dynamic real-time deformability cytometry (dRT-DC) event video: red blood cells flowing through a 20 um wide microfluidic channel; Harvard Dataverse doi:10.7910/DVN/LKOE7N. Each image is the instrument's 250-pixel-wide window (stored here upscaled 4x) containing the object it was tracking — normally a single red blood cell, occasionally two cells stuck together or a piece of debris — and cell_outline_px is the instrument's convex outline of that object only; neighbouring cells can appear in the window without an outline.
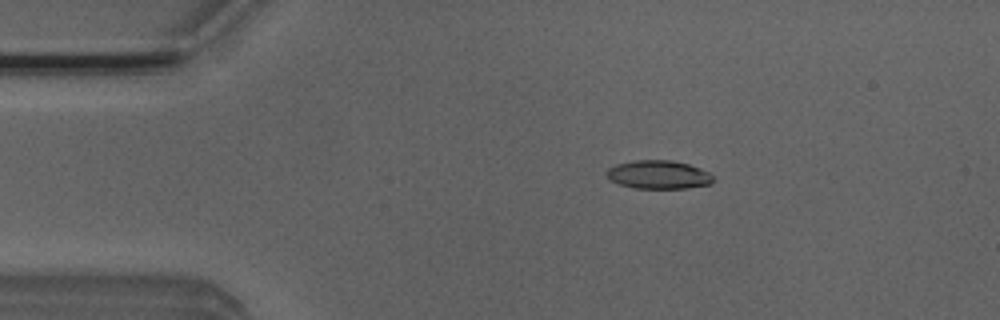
{"species": "Egyptian fruit bat (a non-hibernating species)", "species_latin": "Rousettus aegyptiacus", "temperature_condition": "room temperature", "stored_images_in_passage": 5, "camera_frame_rate_fps": 3000, "um_per_image_px": 0.085, "animal": {"sex": "male"}, "frame": {"image": 1, "passage_image": 3, "time_ms": 0.667, "image_size_px": [1000, 320], "cell_outline_px": [[712, 184], [688, 188], [636, 188], [620, 184], [604, 176], [604, 172], [608, 168], [616, 164], [636, 160], [672, 160], [688, 164], [700, 168], [708, 172], [712, 176]], "centroid_in_image_um": [55.95, 14.84], "position_along_channel_um": 29.0, "area_um2": 17.69}}